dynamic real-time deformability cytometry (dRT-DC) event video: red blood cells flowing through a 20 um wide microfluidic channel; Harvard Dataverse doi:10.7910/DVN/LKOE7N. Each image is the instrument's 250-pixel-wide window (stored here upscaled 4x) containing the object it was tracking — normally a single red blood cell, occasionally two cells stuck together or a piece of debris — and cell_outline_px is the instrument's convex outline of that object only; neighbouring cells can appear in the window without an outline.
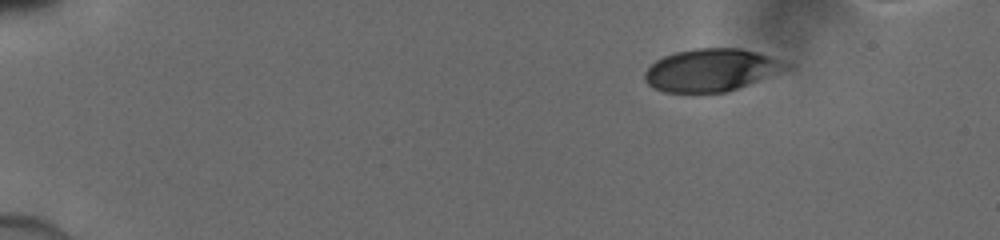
{"species": "human", "species_latin": "Homo sapiens", "temperature_condition": "cold", "stored_images_in_passage": 43, "camera_frame_rate_fps": 3000, "um_per_image_px": 0.085, "donor": {"sex": "male"}, "frame": {"image": 1, "passage_image": 1, "time_ms": 0.0, "image_size_px": [1000, 240], "cell_outline_px": [[792, 68], [736, 88], [724, 92], [664, 92], [652, 88], [644, 80], [644, 72], [656, 60], [664, 56], [676, 52], [696, 48], [740, 48], [756, 52], [792, 64]], "centroid_in_image_um": [60.44, 5.95], "position_along_channel_um": 24.6, "area_um2": 34.8}}
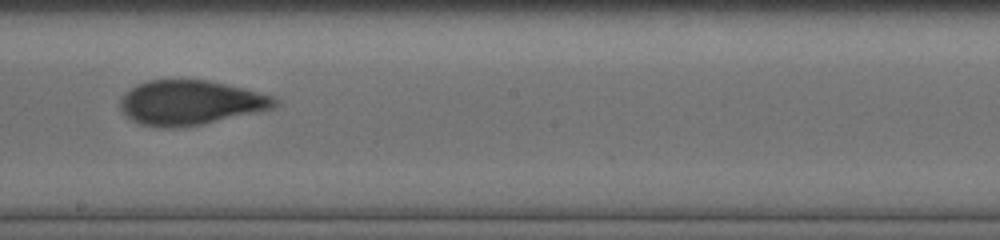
{"frame": {"image": 2, "passage_image": 24, "time_ms": 7.667, "image_size_px": [1000, 240], "cell_outline_px": [[280, 100], [272, 108], [200, 124], [176, 128], [164, 128], [140, 124], [132, 120], [120, 108], [120, 100], [124, 92], [136, 84], [148, 80], [208, 80], [272, 96]], "centroid_in_image_um": [16.1, 8.72], "position_along_channel_um": 232.1, "area_um2": 39.54}}
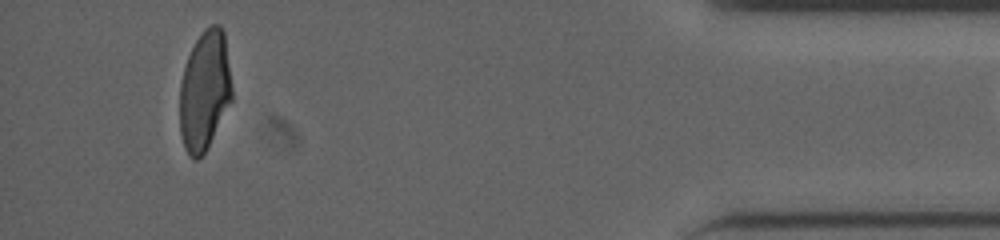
{"frame": {"image": 3, "passage_image": 41, "time_ms": 13.333, "image_size_px": [1000, 240], "cell_outline_px": [[232, 100], [208, 148], [196, 160], [192, 160], [184, 148], [180, 132], [180, 84], [184, 68], [188, 56], [196, 40], [204, 28], [212, 24], [220, 24], [224, 32], [232, 88]], "centroid_in_image_um": [17.39, 7.72], "position_along_channel_um": 417.8, "area_um2": 36.53}}